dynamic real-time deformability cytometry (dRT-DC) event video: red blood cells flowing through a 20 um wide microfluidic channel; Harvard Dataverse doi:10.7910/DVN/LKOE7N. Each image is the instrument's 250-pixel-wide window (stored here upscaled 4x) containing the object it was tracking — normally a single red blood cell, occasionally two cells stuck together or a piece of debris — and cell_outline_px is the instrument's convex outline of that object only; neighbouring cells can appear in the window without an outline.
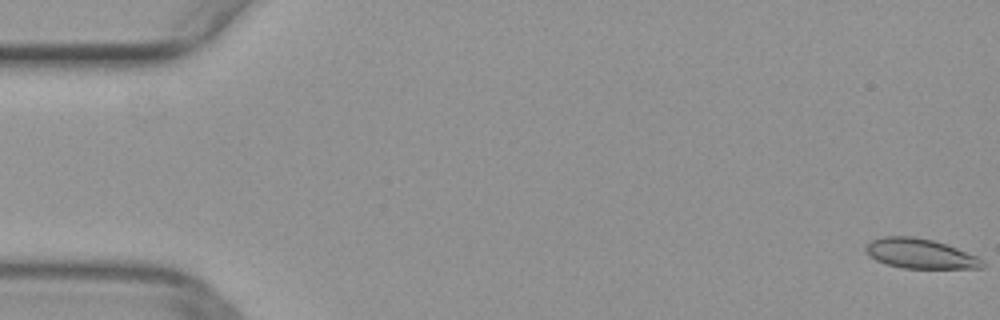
{"species": "common noctule bat (a hibernating species)", "species_latin": "Nyctalus noctula", "temperature_condition": "warm", "stored_images_in_passage": 52, "camera_frame_rate_fps": 3000, "um_per_image_px": 0.085, "animal": {"sex": "female", "body_mass_g": 29.2, "forearm_length_mm": 56.3}, "frame": {"image": 1, "passage_image": 1, "time_ms": 0.0, "image_size_px": [1000, 320], "cell_outline_px": [[984, 268], [904, 268], [888, 264], [876, 260], [868, 256], [864, 252], [864, 248], [872, 240], [884, 236], [912, 236], [932, 240], [956, 248], [976, 256], [984, 264]], "centroid_in_image_um": [78.16, 21.56], "position_along_channel_um": 6.8, "area_um2": 20.0}}
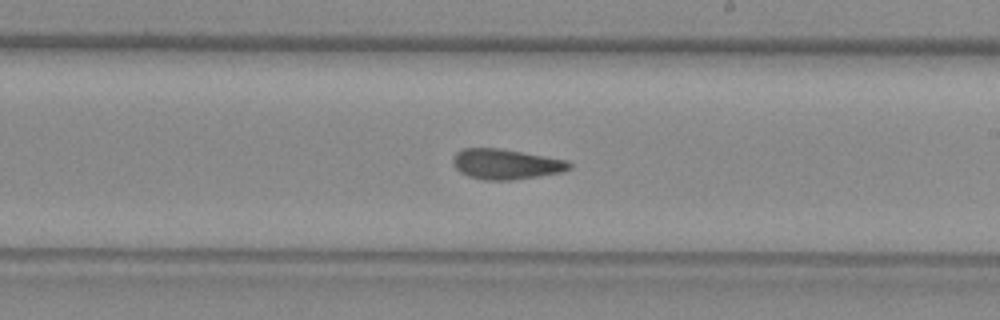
{"frame": {"image": 2, "passage_image": 30, "time_ms": 9.667, "image_size_px": [1000, 320], "cell_outline_px": [[572, 168], [560, 172], [540, 176], [512, 180], [484, 180], [468, 176], [460, 172], [452, 164], [452, 160], [456, 152], [464, 148], [496, 148], [568, 160], [572, 164]], "centroid_in_image_um": [42.99, 13.96], "position_along_channel_um": 246.0, "area_um2": 20.46}}
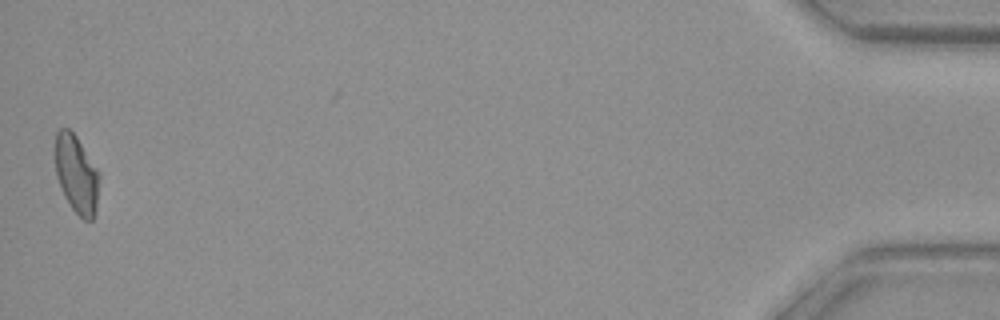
{"frame": {"image": 3, "passage_image": 51, "time_ms": 16.667, "image_size_px": [1000, 320], "cell_outline_px": [[100, 176], [96, 212], [92, 220], [84, 220], [72, 208], [64, 196], [56, 176], [56, 132], [60, 128], [68, 128], [76, 136], [100, 172]], "centroid_in_image_um": [6.53, 14.82], "position_along_channel_um": 428.7, "area_um2": 20.06}}